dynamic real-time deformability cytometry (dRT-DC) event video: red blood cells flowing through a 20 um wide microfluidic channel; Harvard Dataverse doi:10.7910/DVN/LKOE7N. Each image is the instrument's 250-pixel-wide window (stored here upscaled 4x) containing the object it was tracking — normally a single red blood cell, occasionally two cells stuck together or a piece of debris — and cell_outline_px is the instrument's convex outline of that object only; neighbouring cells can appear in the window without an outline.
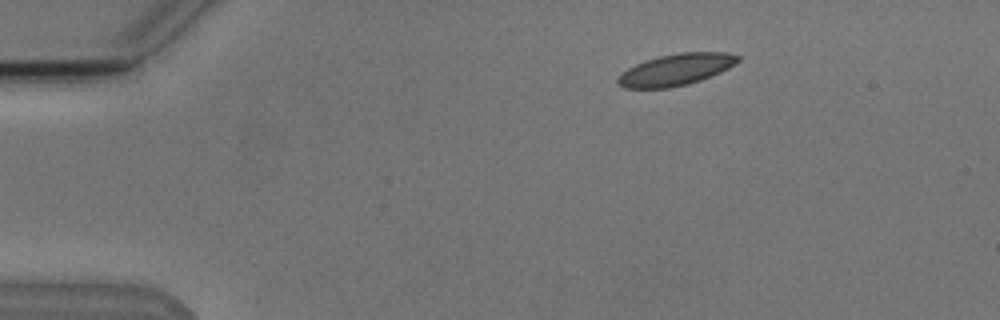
{"species": "Egyptian fruit bat (a non-hibernating species)", "species_latin": "Rousettus aegyptiacus", "temperature_condition": "cold", "stored_images_in_passage": 4, "segment_of_instrument_passage": [1, 2], "camera_frame_rate_fps": 3000, "um_per_image_px": 0.085, "animal": {"sex": "male"}, "frame": {"image": 1, "passage_image": 1, "time_ms": 0.0, "image_size_px": [1000, 320], "cell_outline_px": [[740, 60], [736, 64], [720, 72], [700, 80], [688, 84], [668, 88], [624, 88], [616, 84], [616, 76], [628, 68], [644, 60], [660, 56], [680, 52], [728, 52], [740, 56]], "centroid_in_image_um": [57.43, 5.92], "position_along_channel_um": 27.6, "area_um2": 22.25}}